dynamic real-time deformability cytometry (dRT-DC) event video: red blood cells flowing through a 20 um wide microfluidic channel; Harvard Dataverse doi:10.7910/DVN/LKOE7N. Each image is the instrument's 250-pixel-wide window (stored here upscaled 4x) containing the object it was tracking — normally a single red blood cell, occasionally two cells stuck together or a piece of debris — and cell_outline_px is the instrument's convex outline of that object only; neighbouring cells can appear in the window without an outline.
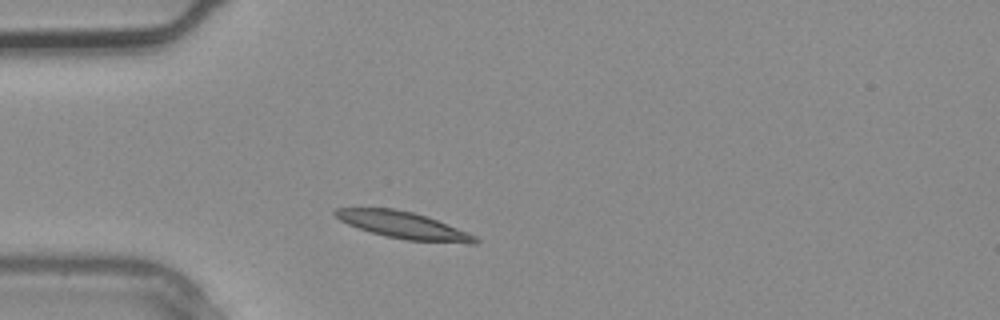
{"species": "common noctule bat (a hibernating species)", "species_latin": "Nyctalus noctula", "temperature_condition": "warm", "stored_images_in_passage": 1, "camera_frame_rate_fps": 3000, "um_per_image_px": 0.085, "animal": {"sex": "male", "body_mass_g": 20.4}, "frame": {"image": 1, "passage_image": 1, "time_ms": 0.0, "image_size_px": [1000, 320], "cell_outline_px": [[480, 240], [476, 244], [468, 244], [408, 240], [384, 236], [348, 224], [340, 220], [332, 212], [336, 208], [392, 208], [412, 212], [428, 216], [468, 232], [476, 236]], "centroid_in_image_um": [34.35, 19.15], "position_along_channel_um": 50.6, "area_um2": 21.96}}